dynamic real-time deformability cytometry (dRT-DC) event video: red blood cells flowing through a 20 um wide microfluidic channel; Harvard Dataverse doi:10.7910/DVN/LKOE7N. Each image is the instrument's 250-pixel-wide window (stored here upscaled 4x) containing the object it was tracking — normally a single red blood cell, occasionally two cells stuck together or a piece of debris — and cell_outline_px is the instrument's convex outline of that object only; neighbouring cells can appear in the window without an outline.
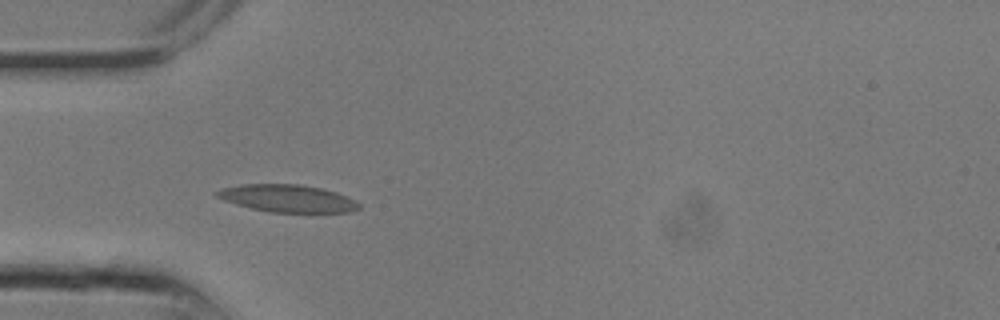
{"species": "common noctule bat (a hibernating species)", "species_latin": "Nyctalus noctula", "temperature_condition": "room temperature", "stored_images_in_passage": 9, "camera_frame_rate_fps": 3000, "um_per_image_px": 0.085, "animal": {"sex": "male", "body_mass_g": 13.3}, "frame": {"image": 1, "passage_image": 6, "time_ms": 1.667, "image_size_px": [1000, 320], "cell_outline_px": [[360, 208], [352, 212], [268, 212], [236, 204], [224, 200], [216, 196], [212, 192], [220, 188], [240, 184], [300, 184], [320, 188], [336, 192], [360, 204]], "centroid_in_image_um": [24.38, 16.86], "position_along_channel_um": 60.6, "area_um2": 22.66}}
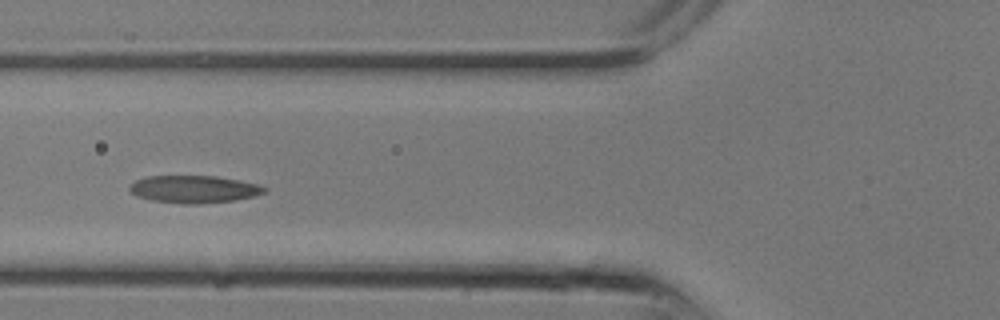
{"frame": {"image": 2, "passage_image": 8, "time_ms": 2.333, "image_size_px": [1000, 320], "cell_outline_px": [[268, 188], [264, 192], [256, 196], [236, 200], [200, 204], [184, 204], [152, 200], [136, 196], [128, 192], [128, 188], [136, 180], [148, 176], [216, 176], [256, 184]], "centroid_in_image_um": [16.46, 16.09], "position_along_channel_um": 109.3, "area_um2": 21.56}}